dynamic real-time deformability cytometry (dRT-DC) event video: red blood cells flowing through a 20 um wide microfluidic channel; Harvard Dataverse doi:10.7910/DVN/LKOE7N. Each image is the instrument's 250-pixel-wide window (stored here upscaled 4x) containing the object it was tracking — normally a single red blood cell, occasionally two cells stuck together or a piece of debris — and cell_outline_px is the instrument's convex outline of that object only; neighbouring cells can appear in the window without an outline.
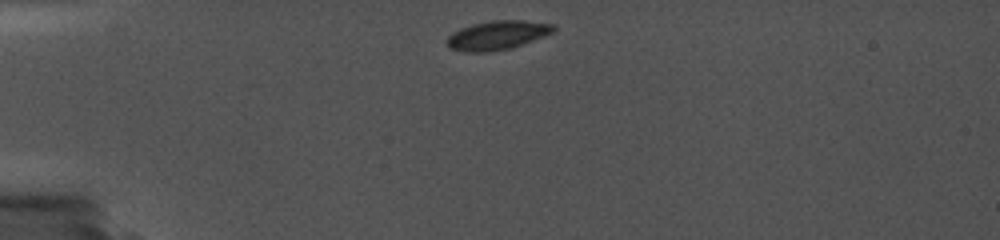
{"species": "common noctule bat (a hibernating species)", "species_latin": "Nyctalus noctula", "temperature_condition": "cold", "stored_images_in_passage": 7, "camera_frame_rate_fps": 5000, "um_per_image_px": 0.085, "animal": {"sex": "female", "body_mass_g": 19.0, "forearm_length_mm": 56.7}, "frame": {"image": 1, "passage_image": 1, "time_ms": 0.0, "image_size_px": [1000, 240], "cell_outline_px": [[556, 28], [552, 32], [544, 36], [508, 48], [484, 52], [468, 52], [452, 48], [444, 40], [452, 32], [460, 28], [472, 24], [492, 20], [524, 20], [556, 24]], "centroid_in_image_um": [42.26, 2.96], "position_along_channel_um": 42.7, "area_um2": 17.8}}